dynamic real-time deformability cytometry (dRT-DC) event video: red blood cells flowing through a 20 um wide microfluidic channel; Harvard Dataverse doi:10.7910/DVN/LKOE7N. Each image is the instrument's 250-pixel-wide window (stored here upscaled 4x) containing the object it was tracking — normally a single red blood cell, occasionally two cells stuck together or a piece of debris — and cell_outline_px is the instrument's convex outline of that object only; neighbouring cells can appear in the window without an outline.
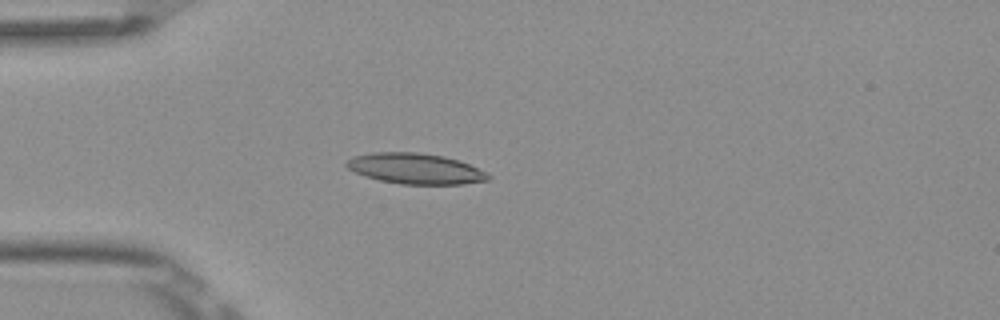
{"species": "Egyptian fruit bat (a non-hibernating species)", "species_latin": "Rousettus aegyptiacus", "temperature_condition": "room temperature", "stored_images_in_passage": 5, "camera_frame_rate_fps": 3000, "um_per_image_px": 0.085, "frame": {"image": 1, "passage_image": 5, "time_ms": 1.333, "image_size_px": [1000, 320], "cell_outline_px": [[492, 176], [488, 180], [460, 184], [400, 184], [380, 180], [364, 176], [348, 168], [344, 164], [352, 156], [372, 152], [416, 152], [444, 156], [460, 160], [488, 172]], "centroid_in_image_um": [35.32, 14.32], "position_along_channel_um": 49.7, "area_um2": 25.43}}